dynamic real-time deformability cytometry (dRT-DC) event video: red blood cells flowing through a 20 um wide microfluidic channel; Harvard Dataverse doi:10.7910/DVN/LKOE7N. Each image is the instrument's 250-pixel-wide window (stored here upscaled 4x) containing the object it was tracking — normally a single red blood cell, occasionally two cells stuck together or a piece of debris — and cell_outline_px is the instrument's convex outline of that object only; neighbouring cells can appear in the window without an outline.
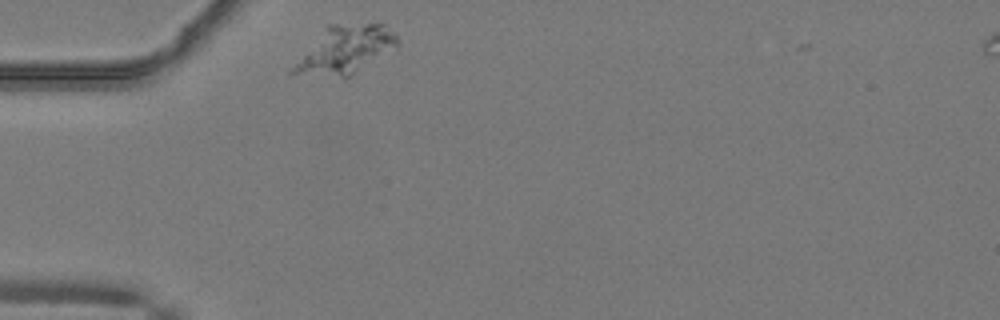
{"species": "common noctule bat (a hibernating species)", "species_latin": "Nyctalus noctula", "temperature_condition": "warm", "stored_images_in_passage": 3, "camera_frame_rate_fps": 3000, "um_per_image_px": 0.085, "animal": {"sex": "male", "body_mass_g": 19.2, "forearm_length_mm": 51.8}, "frame": {"image": 1, "passage_image": 2, "time_ms": 0.333, "image_size_px": [1000, 320], "cell_outline_px": [[396, 44], [348, 76], [340, 76], [288, 72], [324, 28], [328, 24], [384, 24], [396, 36]], "centroid_in_image_um": [29.29, 4.17], "position_along_channel_um": 55.7, "area_um2": 26.93}}